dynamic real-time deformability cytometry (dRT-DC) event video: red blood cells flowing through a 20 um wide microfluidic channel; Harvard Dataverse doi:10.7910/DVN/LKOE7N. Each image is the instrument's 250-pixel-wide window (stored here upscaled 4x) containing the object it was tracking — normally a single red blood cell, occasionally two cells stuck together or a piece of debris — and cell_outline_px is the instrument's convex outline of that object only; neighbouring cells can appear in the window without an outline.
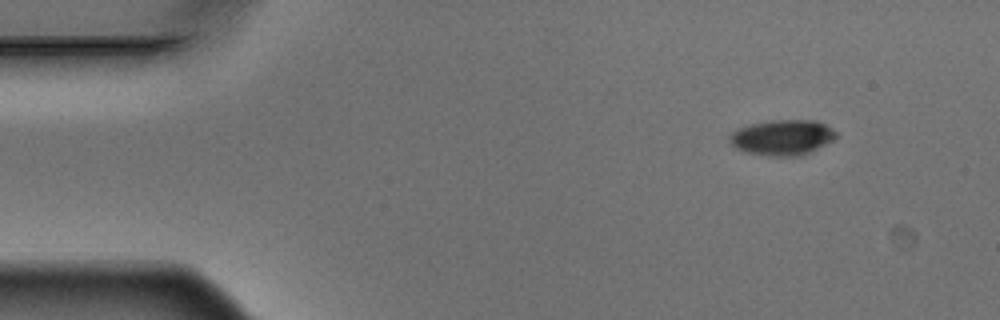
{"species": "Egyptian fruit bat (a non-hibernating species)", "species_latin": "Rousettus aegyptiacus", "temperature_condition": "warm", "stored_images_in_passage": 3, "camera_frame_rate_fps": 3000, "um_per_image_px": 0.085, "animal": {"sex": "male"}, "frame": {"image": 1, "passage_image": 1, "time_ms": 0.0, "image_size_px": [1000, 320], "cell_outline_px": [[836, 136], [832, 140], [800, 156], [768, 156], [744, 152], [736, 148], [728, 140], [728, 136], [736, 128], [752, 124], [772, 120], [816, 120], [832, 128], [836, 132]], "centroid_in_image_um": [66.44, 11.68], "position_along_channel_um": 18.6, "area_um2": 21.91}}
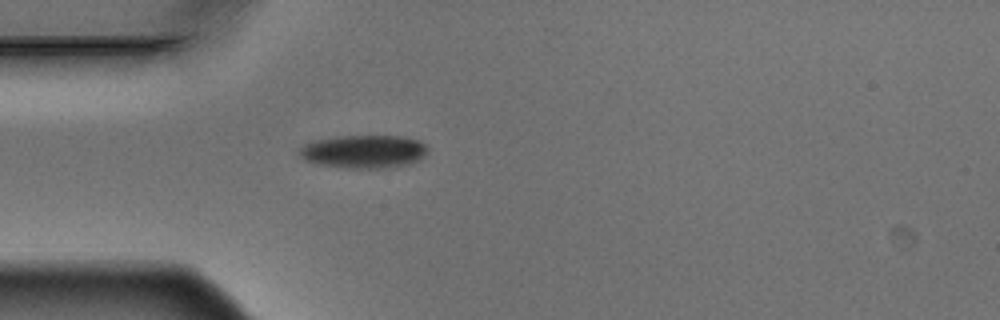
{"frame": {"image": 2, "passage_image": 3, "time_ms": 0.667, "image_size_px": [1000, 320], "cell_outline_px": [[428, 152], [420, 160], [396, 168], [344, 168], [316, 164], [304, 160], [296, 152], [304, 144], [316, 140], [340, 136], [400, 136], [420, 140], [428, 148]], "centroid_in_image_um": [30.93, 12.9], "position_along_channel_um": 54.1, "area_um2": 25.2}}